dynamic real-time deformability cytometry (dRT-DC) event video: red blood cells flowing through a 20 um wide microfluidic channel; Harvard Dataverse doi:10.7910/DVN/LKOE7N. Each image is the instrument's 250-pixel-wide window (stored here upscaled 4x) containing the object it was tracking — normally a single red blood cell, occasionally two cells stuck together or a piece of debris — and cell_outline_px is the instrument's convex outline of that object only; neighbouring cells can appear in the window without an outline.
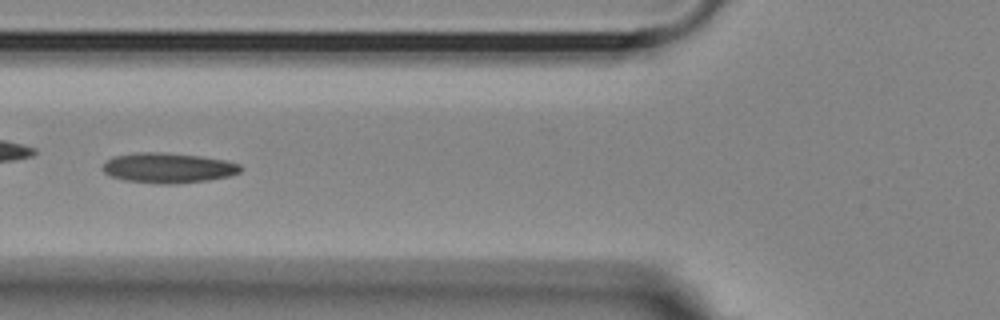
{"species": "Egyptian fruit bat (a non-hibernating species)", "species_latin": "Rousettus aegyptiacus", "temperature_condition": "room temperature", "stored_images_in_passage": 42, "camera_frame_rate_fps": 3000, "um_per_image_px": 0.085, "animal": {"sex": "female"}, "frame": {"image": 1, "passage_image": 7, "time_ms": 2.0, "image_size_px": [1000, 320], "cell_outline_px": [[244, 168], [240, 172], [228, 176], [208, 180], [172, 184], [164, 184], [124, 180], [112, 176], [104, 172], [100, 168], [104, 160], [112, 156], [136, 152], [160, 152], [200, 156], [224, 160], [240, 164]], "centroid_in_image_um": [14.25, 14.26], "position_along_channel_um": 111.6, "area_um2": 24.33}}
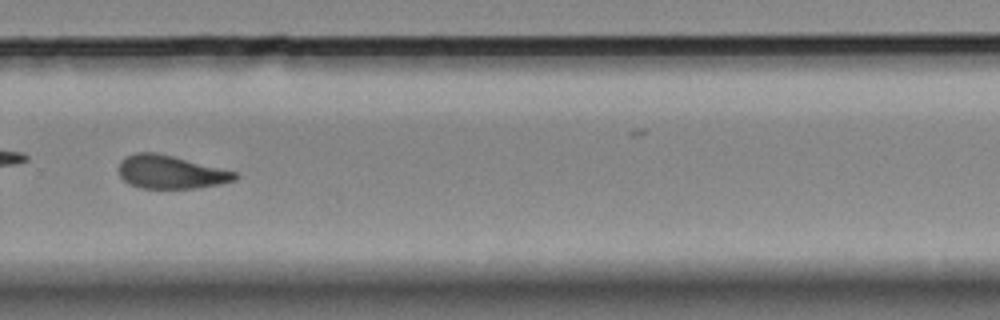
{"frame": {"image": 2, "passage_image": 24, "time_ms": 7.667, "image_size_px": [1000, 320], "cell_outline_px": [[240, 176], [236, 180], [220, 184], [196, 188], [140, 188], [128, 184], [120, 176], [120, 160], [124, 156], [136, 152], [156, 152], [236, 172]], "centroid_in_image_um": [14.49, 14.63], "position_along_channel_um": 315.3, "area_um2": 22.48}, "authors_computed_cell_mechanics": {"area_um2": 23.3512, "velocity_mm_per_s": 3.5988, "shape_relaxation_time_tau1_ms": 10.3155, "shape_relaxation_time_tau2_ms": 3.4115, "deformation_change_tau1": 0.2276, "deformation_change_tau2": 0.1137}}